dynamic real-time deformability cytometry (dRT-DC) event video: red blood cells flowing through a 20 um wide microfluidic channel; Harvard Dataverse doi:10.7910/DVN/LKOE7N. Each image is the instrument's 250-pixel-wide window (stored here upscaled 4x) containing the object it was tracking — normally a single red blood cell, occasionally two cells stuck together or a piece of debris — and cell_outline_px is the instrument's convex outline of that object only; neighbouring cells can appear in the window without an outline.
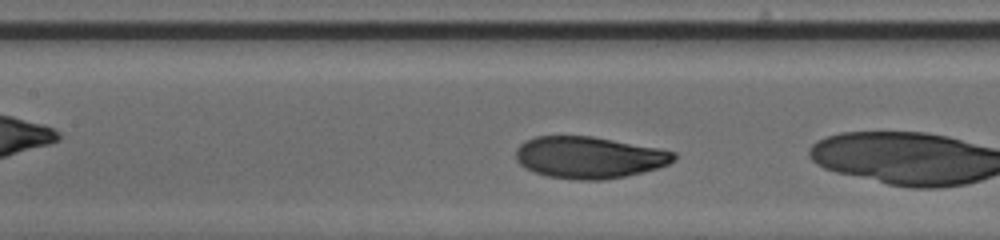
{"species": "human", "species_latin": "Homo sapiens", "temperature_condition": "cold", "stored_images_in_passage": 14, "camera_frame_rate_fps": 3000, "um_per_image_px": 0.085, "donor": {"sex": "male"}, "frame": {"image": 1, "passage_image": 7, "time_ms": 2.0, "image_size_px": [1000, 240], "cell_outline_px": [[676, 160], [668, 164], [644, 172], [624, 176], [600, 180], [576, 180], [548, 176], [536, 172], [520, 164], [516, 160], [516, 148], [524, 140], [536, 136], [592, 136], [656, 148], [676, 152]], "centroid_in_image_um": [50.06, 13.38], "position_along_channel_um": 157.3, "area_um2": 38.26}}
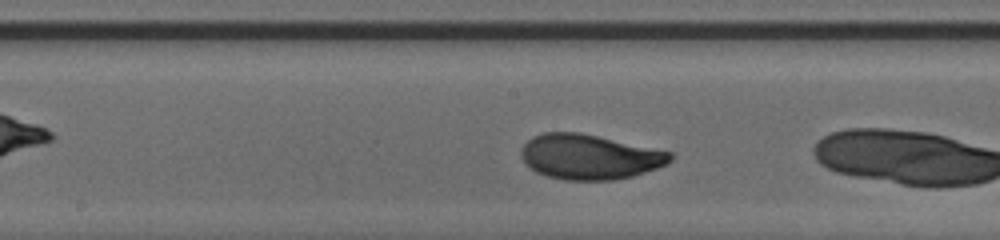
{"frame": {"image": 2, "passage_image": 10, "time_ms": 3.0, "image_size_px": [1000, 240], "cell_outline_px": [[672, 160], [656, 168], [632, 176], [612, 180], [564, 180], [548, 176], [536, 172], [524, 164], [520, 156], [520, 148], [532, 136], [544, 132], [580, 132], [672, 152]], "centroid_in_image_um": [50.04, 13.32], "position_along_channel_um": 198.2, "area_um2": 39.13}}